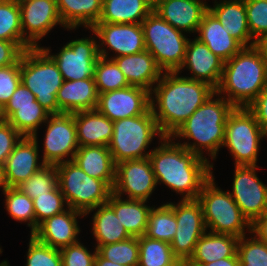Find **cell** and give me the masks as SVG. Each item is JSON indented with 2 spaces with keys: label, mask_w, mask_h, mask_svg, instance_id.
<instances>
[{
  "label": "cell",
  "mask_w": 267,
  "mask_h": 266,
  "mask_svg": "<svg viewBox=\"0 0 267 266\" xmlns=\"http://www.w3.org/2000/svg\"><path fill=\"white\" fill-rule=\"evenodd\" d=\"M91 252L82 242L66 246L60 249L62 266H94L97 249Z\"/></svg>",
  "instance_id": "obj_45"
},
{
  "label": "cell",
  "mask_w": 267,
  "mask_h": 266,
  "mask_svg": "<svg viewBox=\"0 0 267 266\" xmlns=\"http://www.w3.org/2000/svg\"><path fill=\"white\" fill-rule=\"evenodd\" d=\"M234 108L229 101L215 92L170 137L174 141L187 139L188 141L177 143L207 159L213 170L214 164L209 159L215 160L224 144L226 120ZM204 152L211 158L204 156Z\"/></svg>",
  "instance_id": "obj_3"
},
{
  "label": "cell",
  "mask_w": 267,
  "mask_h": 266,
  "mask_svg": "<svg viewBox=\"0 0 267 266\" xmlns=\"http://www.w3.org/2000/svg\"><path fill=\"white\" fill-rule=\"evenodd\" d=\"M205 0H155L153 11L172 27L184 33H196L208 11Z\"/></svg>",
  "instance_id": "obj_21"
},
{
  "label": "cell",
  "mask_w": 267,
  "mask_h": 266,
  "mask_svg": "<svg viewBox=\"0 0 267 266\" xmlns=\"http://www.w3.org/2000/svg\"><path fill=\"white\" fill-rule=\"evenodd\" d=\"M58 185L69 208L83 214L107 203L112 188L104 181L88 176L75 162L55 165Z\"/></svg>",
  "instance_id": "obj_9"
},
{
  "label": "cell",
  "mask_w": 267,
  "mask_h": 266,
  "mask_svg": "<svg viewBox=\"0 0 267 266\" xmlns=\"http://www.w3.org/2000/svg\"><path fill=\"white\" fill-rule=\"evenodd\" d=\"M21 28L23 31V51L31 47H40V42L51 30L60 25L56 0H20Z\"/></svg>",
  "instance_id": "obj_15"
},
{
  "label": "cell",
  "mask_w": 267,
  "mask_h": 266,
  "mask_svg": "<svg viewBox=\"0 0 267 266\" xmlns=\"http://www.w3.org/2000/svg\"><path fill=\"white\" fill-rule=\"evenodd\" d=\"M21 83L50 114H58L57 93L64 80L53 58L42 47H31L20 58Z\"/></svg>",
  "instance_id": "obj_5"
},
{
  "label": "cell",
  "mask_w": 267,
  "mask_h": 266,
  "mask_svg": "<svg viewBox=\"0 0 267 266\" xmlns=\"http://www.w3.org/2000/svg\"><path fill=\"white\" fill-rule=\"evenodd\" d=\"M254 47L260 52L261 57L267 62V33L255 40Z\"/></svg>",
  "instance_id": "obj_54"
},
{
  "label": "cell",
  "mask_w": 267,
  "mask_h": 266,
  "mask_svg": "<svg viewBox=\"0 0 267 266\" xmlns=\"http://www.w3.org/2000/svg\"><path fill=\"white\" fill-rule=\"evenodd\" d=\"M216 89L177 72H163L150 92V106L164 136H171Z\"/></svg>",
  "instance_id": "obj_2"
},
{
  "label": "cell",
  "mask_w": 267,
  "mask_h": 266,
  "mask_svg": "<svg viewBox=\"0 0 267 266\" xmlns=\"http://www.w3.org/2000/svg\"><path fill=\"white\" fill-rule=\"evenodd\" d=\"M247 108L254 114L259 126L267 135V88H264Z\"/></svg>",
  "instance_id": "obj_49"
},
{
  "label": "cell",
  "mask_w": 267,
  "mask_h": 266,
  "mask_svg": "<svg viewBox=\"0 0 267 266\" xmlns=\"http://www.w3.org/2000/svg\"><path fill=\"white\" fill-rule=\"evenodd\" d=\"M141 26L145 49L153 55L159 68L163 72H177L185 58L188 35L172 27L154 11Z\"/></svg>",
  "instance_id": "obj_8"
},
{
  "label": "cell",
  "mask_w": 267,
  "mask_h": 266,
  "mask_svg": "<svg viewBox=\"0 0 267 266\" xmlns=\"http://www.w3.org/2000/svg\"><path fill=\"white\" fill-rule=\"evenodd\" d=\"M94 266H126L118 263H114L112 261L106 260L102 258L98 253L95 258V265Z\"/></svg>",
  "instance_id": "obj_55"
},
{
  "label": "cell",
  "mask_w": 267,
  "mask_h": 266,
  "mask_svg": "<svg viewBox=\"0 0 267 266\" xmlns=\"http://www.w3.org/2000/svg\"><path fill=\"white\" fill-rule=\"evenodd\" d=\"M0 39L15 42L23 50L18 0H0Z\"/></svg>",
  "instance_id": "obj_38"
},
{
  "label": "cell",
  "mask_w": 267,
  "mask_h": 266,
  "mask_svg": "<svg viewBox=\"0 0 267 266\" xmlns=\"http://www.w3.org/2000/svg\"><path fill=\"white\" fill-rule=\"evenodd\" d=\"M93 36L73 39L62 46L58 53H51V47L41 46L56 62L64 81L94 78L96 62L99 58L98 40ZM96 36V37H95Z\"/></svg>",
  "instance_id": "obj_11"
},
{
  "label": "cell",
  "mask_w": 267,
  "mask_h": 266,
  "mask_svg": "<svg viewBox=\"0 0 267 266\" xmlns=\"http://www.w3.org/2000/svg\"><path fill=\"white\" fill-rule=\"evenodd\" d=\"M4 266H10L9 262H7Z\"/></svg>",
  "instance_id": "obj_62"
},
{
  "label": "cell",
  "mask_w": 267,
  "mask_h": 266,
  "mask_svg": "<svg viewBox=\"0 0 267 266\" xmlns=\"http://www.w3.org/2000/svg\"><path fill=\"white\" fill-rule=\"evenodd\" d=\"M150 106V91L129 85L99 94L97 110L111 121L145 114Z\"/></svg>",
  "instance_id": "obj_18"
},
{
  "label": "cell",
  "mask_w": 267,
  "mask_h": 266,
  "mask_svg": "<svg viewBox=\"0 0 267 266\" xmlns=\"http://www.w3.org/2000/svg\"><path fill=\"white\" fill-rule=\"evenodd\" d=\"M249 235H254L258 240L267 244V211L262 217L251 223V233Z\"/></svg>",
  "instance_id": "obj_52"
},
{
  "label": "cell",
  "mask_w": 267,
  "mask_h": 266,
  "mask_svg": "<svg viewBox=\"0 0 267 266\" xmlns=\"http://www.w3.org/2000/svg\"><path fill=\"white\" fill-rule=\"evenodd\" d=\"M166 203L173 209L177 221L176 234L170 243L173 254L178 259H189L197 241L207 231L202 205L197 199Z\"/></svg>",
  "instance_id": "obj_13"
},
{
  "label": "cell",
  "mask_w": 267,
  "mask_h": 266,
  "mask_svg": "<svg viewBox=\"0 0 267 266\" xmlns=\"http://www.w3.org/2000/svg\"><path fill=\"white\" fill-rule=\"evenodd\" d=\"M177 221L173 209L167 204L152 207L144 236L171 243L176 234Z\"/></svg>",
  "instance_id": "obj_35"
},
{
  "label": "cell",
  "mask_w": 267,
  "mask_h": 266,
  "mask_svg": "<svg viewBox=\"0 0 267 266\" xmlns=\"http://www.w3.org/2000/svg\"><path fill=\"white\" fill-rule=\"evenodd\" d=\"M34 101H36L35 95L20 83L5 106L34 105Z\"/></svg>",
  "instance_id": "obj_51"
},
{
  "label": "cell",
  "mask_w": 267,
  "mask_h": 266,
  "mask_svg": "<svg viewBox=\"0 0 267 266\" xmlns=\"http://www.w3.org/2000/svg\"><path fill=\"white\" fill-rule=\"evenodd\" d=\"M25 266H62L60 249L52 248L30 234Z\"/></svg>",
  "instance_id": "obj_44"
},
{
  "label": "cell",
  "mask_w": 267,
  "mask_h": 266,
  "mask_svg": "<svg viewBox=\"0 0 267 266\" xmlns=\"http://www.w3.org/2000/svg\"><path fill=\"white\" fill-rule=\"evenodd\" d=\"M5 121V115H4V107L2 104H0V122Z\"/></svg>",
  "instance_id": "obj_58"
},
{
  "label": "cell",
  "mask_w": 267,
  "mask_h": 266,
  "mask_svg": "<svg viewBox=\"0 0 267 266\" xmlns=\"http://www.w3.org/2000/svg\"><path fill=\"white\" fill-rule=\"evenodd\" d=\"M152 11V0H103L98 23L141 24Z\"/></svg>",
  "instance_id": "obj_31"
},
{
  "label": "cell",
  "mask_w": 267,
  "mask_h": 266,
  "mask_svg": "<svg viewBox=\"0 0 267 266\" xmlns=\"http://www.w3.org/2000/svg\"><path fill=\"white\" fill-rule=\"evenodd\" d=\"M252 236L245 235L238 240L239 266H267V244Z\"/></svg>",
  "instance_id": "obj_42"
},
{
  "label": "cell",
  "mask_w": 267,
  "mask_h": 266,
  "mask_svg": "<svg viewBox=\"0 0 267 266\" xmlns=\"http://www.w3.org/2000/svg\"><path fill=\"white\" fill-rule=\"evenodd\" d=\"M65 30L91 29L102 14L103 0H56Z\"/></svg>",
  "instance_id": "obj_30"
},
{
  "label": "cell",
  "mask_w": 267,
  "mask_h": 266,
  "mask_svg": "<svg viewBox=\"0 0 267 266\" xmlns=\"http://www.w3.org/2000/svg\"><path fill=\"white\" fill-rule=\"evenodd\" d=\"M98 97L94 78L64 81L57 93L58 114L96 109Z\"/></svg>",
  "instance_id": "obj_27"
},
{
  "label": "cell",
  "mask_w": 267,
  "mask_h": 266,
  "mask_svg": "<svg viewBox=\"0 0 267 266\" xmlns=\"http://www.w3.org/2000/svg\"><path fill=\"white\" fill-rule=\"evenodd\" d=\"M202 266H239L237 253L233 257L223 258L207 264H199Z\"/></svg>",
  "instance_id": "obj_53"
},
{
  "label": "cell",
  "mask_w": 267,
  "mask_h": 266,
  "mask_svg": "<svg viewBox=\"0 0 267 266\" xmlns=\"http://www.w3.org/2000/svg\"><path fill=\"white\" fill-rule=\"evenodd\" d=\"M45 123L43 162L57 165L73 160L79 148L73 113L50 114Z\"/></svg>",
  "instance_id": "obj_12"
},
{
  "label": "cell",
  "mask_w": 267,
  "mask_h": 266,
  "mask_svg": "<svg viewBox=\"0 0 267 266\" xmlns=\"http://www.w3.org/2000/svg\"><path fill=\"white\" fill-rule=\"evenodd\" d=\"M138 266H170L178 260L169 243L139 236Z\"/></svg>",
  "instance_id": "obj_37"
},
{
  "label": "cell",
  "mask_w": 267,
  "mask_h": 266,
  "mask_svg": "<svg viewBox=\"0 0 267 266\" xmlns=\"http://www.w3.org/2000/svg\"><path fill=\"white\" fill-rule=\"evenodd\" d=\"M98 94L129 86L123 72L113 59L99 56L94 72Z\"/></svg>",
  "instance_id": "obj_39"
},
{
  "label": "cell",
  "mask_w": 267,
  "mask_h": 266,
  "mask_svg": "<svg viewBox=\"0 0 267 266\" xmlns=\"http://www.w3.org/2000/svg\"><path fill=\"white\" fill-rule=\"evenodd\" d=\"M32 200L36 218V229L47 218L62 213L68 208L59 185L53 191Z\"/></svg>",
  "instance_id": "obj_43"
},
{
  "label": "cell",
  "mask_w": 267,
  "mask_h": 266,
  "mask_svg": "<svg viewBox=\"0 0 267 266\" xmlns=\"http://www.w3.org/2000/svg\"><path fill=\"white\" fill-rule=\"evenodd\" d=\"M148 156L157 185L160 183L181 195V200H196L203 184L213 175L212 164L188 151L170 136L158 141Z\"/></svg>",
  "instance_id": "obj_1"
},
{
  "label": "cell",
  "mask_w": 267,
  "mask_h": 266,
  "mask_svg": "<svg viewBox=\"0 0 267 266\" xmlns=\"http://www.w3.org/2000/svg\"><path fill=\"white\" fill-rule=\"evenodd\" d=\"M107 203L131 237L143 236L148 225L149 213L153 206L147 201L127 199L111 193Z\"/></svg>",
  "instance_id": "obj_29"
},
{
  "label": "cell",
  "mask_w": 267,
  "mask_h": 266,
  "mask_svg": "<svg viewBox=\"0 0 267 266\" xmlns=\"http://www.w3.org/2000/svg\"><path fill=\"white\" fill-rule=\"evenodd\" d=\"M224 61L215 55L206 44L197 38H189L185 58L177 73H182L183 69L190 71L188 79L203 81L210 84L215 89L219 86Z\"/></svg>",
  "instance_id": "obj_19"
},
{
  "label": "cell",
  "mask_w": 267,
  "mask_h": 266,
  "mask_svg": "<svg viewBox=\"0 0 267 266\" xmlns=\"http://www.w3.org/2000/svg\"><path fill=\"white\" fill-rule=\"evenodd\" d=\"M157 183L149 158L126 160L116 164L112 192L135 200L148 201ZM126 194V195H125Z\"/></svg>",
  "instance_id": "obj_17"
},
{
  "label": "cell",
  "mask_w": 267,
  "mask_h": 266,
  "mask_svg": "<svg viewBox=\"0 0 267 266\" xmlns=\"http://www.w3.org/2000/svg\"><path fill=\"white\" fill-rule=\"evenodd\" d=\"M8 261L7 260H3L1 263H0V266H4Z\"/></svg>",
  "instance_id": "obj_61"
},
{
  "label": "cell",
  "mask_w": 267,
  "mask_h": 266,
  "mask_svg": "<svg viewBox=\"0 0 267 266\" xmlns=\"http://www.w3.org/2000/svg\"><path fill=\"white\" fill-rule=\"evenodd\" d=\"M20 83V60L16 64L0 68V104L3 107Z\"/></svg>",
  "instance_id": "obj_47"
},
{
  "label": "cell",
  "mask_w": 267,
  "mask_h": 266,
  "mask_svg": "<svg viewBox=\"0 0 267 266\" xmlns=\"http://www.w3.org/2000/svg\"><path fill=\"white\" fill-rule=\"evenodd\" d=\"M7 120L22 136L38 137V129L47 121L50 113L37 101L34 105L4 106Z\"/></svg>",
  "instance_id": "obj_34"
},
{
  "label": "cell",
  "mask_w": 267,
  "mask_h": 266,
  "mask_svg": "<svg viewBox=\"0 0 267 266\" xmlns=\"http://www.w3.org/2000/svg\"><path fill=\"white\" fill-rule=\"evenodd\" d=\"M91 212H94L91 219V232L96 241L95 246L117 243L131 237L108 203L88 211L85 216L88 217Z\"/></svg>",
  "instance_id": "obj_33"
},
{
  "label": "cell",
  "mask_w": 267,
  "mask_h": 266,
  "mask_svg": "<svg viewBox=\"0 0 267 266\" xmlns=\"http://www.w3.org/2000/svg\"><path fill=\"white\" fill-rule=\"evenodd\" d=\"M73 115L79 147H108L113 137V121L97 109L79 111Z\"/></svg>",
  "instance_id": "obj_26"
},
{
  "label": "cell",
  "mask_w": 267,
  "mask_h": 266,
  "mask_svg": "<svg viewBox=\"0 0 267 266\" xmlns=\"http://www.w3.org/2000/svg\"><path fill=\"white\" fill-rule=\"evenodd\" d=\"M38 147V137L23 136L16 144L3 164L8 187H17L46 165Z\"/></svg>",
  "instance_id": "obj_22"
},
{
  "label": "cell",
  "mask_w": 267,
  "mask_h": 266,
  "mask_svg": "<svg viewBox=\"0 0 267 266\" xmlns=\"http://www.w3.org/2000/svg\"><path fill=\"white\" fill-rule=\"evenodd\" d=\"M170 266H185V259H178L176 262H174Z\"/></svg>",
  "instance_id": "obj_57"
},
{
  "label": "cell",
  "mask_w": 267,
  "mask_h": 266,
  "mask_svg": "<svg viewBox=\"0 0 267 266\" xmlns=\"http://www.w3.org/2000/svg\"><path fill=\"white\" fill-rule=\"evenodd\" d=\"M247 22L254 40L267 33V1L245 2Z\"/></svg>",
  "instance_id": "obj_46"
},
{
  "label": "cell",
  "mask_w": 267,
  "mask_h": 266,
  "mask_svg": "<svg viewBox=\"0 0 267 266\" xmlns=\"http://www.w3.org/2000/svg\"><path fill=\"white\" fill-rule=\"evenodd\" d=\"M208 10L225 26L233 38L243 47L254 46L248 22L245 3L241 0H214Z\"/></svg>",
  "instance_id": "obj_24"
},
{
  "label": "cell",
  "mask_w": 267,
  "mask_h": 266,
  "mask_svg": "<svg viewBox=\"0 0 267 266\" xmlns=\"http://www.w3.org/2000/svg\"><path fill=\"white\" fill-rule=\"evenodd\" d=\"M113 60L123 72L129 85L142 87L150 92L163 74L155 58L147 50L136 54L118 56Z\"/></svg>",
  "instance_id": "obj_23"
},
{
  "label": "cell",
  "mask_w": 267,
  "mask_h": 266,
  "mask_svg": "<svg viewBox=\"0 0 267 266\" xmlns=\"http://www.w3.org/2000/svg\"><path fill=\"white\" fill-rule=\"evenodd\" d=\"M58 186V172L55 165H45L17 188L31 199L53 191Z\"/></svg>",
  "instance_id": "obj_41"
},
{
  "label": "cell",
  "mask_w": 267,
  "mask_h": 266,
  "mask_svg": "<svg viewBox=\"0 0 267 266\" xmlns=\"http://www.w3.org/2000/svg\"><path fill=\"white\" fill-rule=\"evenodd\" d=\"M267 62L254 47H243L224 62L216 92L234 107H247L266 88Z\"/></svg>",
  "instance_id": "obj_4"
},
{
  "label": "cell",
  "mask_w": 267,
  "mask_h": 266,
  "mask_svg": "<svg viewBox=\"0 0 267 266\" xmlns=\"http://www.w3.org/2000/svg\"><path fill=\"white\" fill-rule=\"evenodd\" d=\"M232 192L233 200L242 214L252 223L267 211V185L257 176L255 165H235Z\"/></svg>",
  "instance_id": "obj_14"
},
{
  "label": "cell",
  "mask_w": 267,
  "mask_h": 266,
  "mask_svg": "<svg viewBox=\"0 0 267 266\" xmlns=\"http://www.w3.org/2000/svg\"><path fill=\"white\" fill-rule=\"evenodd\" d=\"M238 240L239 238L233 235L206 231L197 241L189 260L196 264H207L233 257L237 253Z\"/></svg>",
  "instance_id": "obj_32"
},
{
  "label": "cell",
  "mask_w": 267,
  "mask_h": 266,
  "mask_svg": "<svg viewBox=\"0 0 267 266\" xmlns=\"http://www.w3.org/2000/svg\"><path fill=\"white\" fill-rule=\"evenodd\" d=\"M5 209L9 216L21 224L27 223L30 234L36 230V218L33 200L17 187H8L3 191Z\"/></svg>",
  "instance_id": "obj_36"
},
{
  "label": "cell",
  "mask_w": 267,
  "mask_h": 266,
  "mask_svg": "<svg viewBox=\"0 0 267 266\" xmlns=\"http://www.w3.org/2000/svg\"><path fill=\"white\" fill-rule=\"evenodd\" d=\"M196 34L198 36L195 38L206 44L209 50L224 62L243 48L209 10L203 15Z\"/></svg>",
  "instance_id": "obj_25"
},
{
  "label": "cell",
  "mask_w": 267,
  "mask_h": 266,
  "mask_svg": "<svg viewBox=\"0 0 267 266\" xmlns=\"http://www.w3.org/2000/svg\"><path fill=\"white\" fill-rule=\"evenodd\" d=\"M2 188V193L5 189L8 188L6 178H5V171H4V165L0 164V189Z\"/></svg>",
  "instance_id": "obj_56"
},
{
  "label": "cell",
  "mask_w": 267,
  "mask_h": 266,
  "mask_svg": "<svg viewBox=\"0 0 267 266\" xmlns=\"http://www.w3.org/2000/svg\"><path fill=\"white\" fill-rule=\"evenodd\" d=\"M156 136L159 140L164 137L151 108L143 115L114 121L113 137L108 145L114 163L148 158L152 152V149L148 151L149 145Z\"/></svg>",
  "instance_id": "obj_6"
},
{
  "label": "cell",
  "mask_w": 267,
  "mask_h": 266,
  "mask_svg": "<svg viewBox=\"0 0 267 266\" xmlns=\"http://www.w3.org/2000/svg\"><path fill=\"white\" fill-rule=\"evenodd\" d=\"M267 138L254 114L247 107H235L225 124V140L235 165L257 166L261 141Z\"/></svg>",
  "instance_id": "obj_10"
},
{
  "label": "cell",
  "mask_w": 267,
  "mask_h": 266,
  "mask_svg": "<svg viewBox=\"0 0 267 266\" xmlns=\"http://www.w3.org/2000/svg\"><path fill=\"white\" fill-rule=\"evenodd\" d=\"M203 208L207 231L241 238L251 233V223L242 214L229 191L216 185L214 174L203 184L197 199Z\"/></svg>",
  "instance_id": "obj_7"
},
{
  "label": "cell",
  "mask_w": 267,
  "mask_h": 266,
  "mask_svg": "<svg viewBox=\"0 0 267 266\" xmlns=\"http://www.w3.org/2000/svg\"><path fill=\"white\" fill-rule=\"evenodd\" d=\"M23 136L7 121L0 122V164H4Z\"/></svg>",
  "instance_id": "obj_48"
},
{
  "label": "cell",
  "mask_w": 267,
  "mask_h": 266,
  "mask_svg": "<svg viewBox=\"0 0 267 266\" xmlns=\"http://www.w3.org/2000/svg\"><path fill=\"white\" fill-rule=\"evenodd\" d=\"M97 253L106 260L126 266H138L139 242L137 237H130L117 243L96 246Z\"/></svg>",
  "instance_id": "obj_40"
},
{
  "label": "cell",
  "mask_w": 267,
  "mask_h": 266,
  "mask_svg": "<svg viewBox=\"0 0 267 266\" xmlns=\"http://www.w3.org/2000/svg\"><path fill=\"white\" fill-rule=\"evenodd\" d=\"M75 162L88 176L104 180L111 188L115 182L116 164L107 146H82L76 151Z\"/></svg>",
  "instance_id": "obj_28"
},
{
  "label": "cell",
  "mask_w": 267,
  "mask_h": 266,
  "mask_svg": "<svg viewBox=\"0 0 267 266\" xmlns=\"http://www.w3.org/2000/svg\"><path fill=\"white\" fill-rule=\"evenodd\" d=\"M23 52L15 42L0 39V68L16 64Z\"/></svg>",
  "instance_id": "obj_50"
},
{
  "label": "cell",
  "mask_w": 267,
  "mask_h": 266,
  "mask_svg": "<svg viewBox=\"0 0 267 266\" xmlns=\"http://www.w3.org/2000/svg\"><path fill=\"white\" fill-rule=\"evenodd\" d=\"M241 1L245 3V2H252V1H267V0H241Z\"/></svg>",
  "instance_id": "obj_60"
},
{
  "label": "cell",
  "mask_w": 267,
  "mask_h": 266,
  "mask_svg": "<svg viewBox=\"0 0 267 266\" xmlns=\"http://www.w3.org/2000/svg\"><path fill=\"white\" fill-rule=\"evenodd\" d=\"M91 29L99 39L98 53L101 57L109 58L111 51L114 54L110 59L146 50L141 24L96 23Z\"/></svg>",
  "instance_id": "obj_16"
},
{
  "label": "cell",
  "mask_w": 267,
  "mask_h": 266,
  "mask_svg": "<svg viewBox=\"0 0 267 266\" xmlns=\"http://www.w3.org/2000/svg\"><path fill=\"white\" fill-rule=\"evenodd\" d=\"M80 217L86 216L82 212L68 207L62 213L41 222L31 235L52 248L62 249L79 241L78 235H80L81 229L77 218Z\"/></svg>",
  "instance_id": "obj_20"
},
{
  "label": "cell",
  "mask_w": 267,
  "mask_h": 266,
  "mask_svg": "<svg viewBox=\"0 0 267 266\" xmlns=\"http://www.w3.org/2000/svg\"><path fill=\"white\" fill-rule=\"evenodd\" d=\"M185 266H202V265L193 263V262L190 261L189 259H185Z\"/></svg>",
  "instance_id": "obj_59"
}]
</instances>
